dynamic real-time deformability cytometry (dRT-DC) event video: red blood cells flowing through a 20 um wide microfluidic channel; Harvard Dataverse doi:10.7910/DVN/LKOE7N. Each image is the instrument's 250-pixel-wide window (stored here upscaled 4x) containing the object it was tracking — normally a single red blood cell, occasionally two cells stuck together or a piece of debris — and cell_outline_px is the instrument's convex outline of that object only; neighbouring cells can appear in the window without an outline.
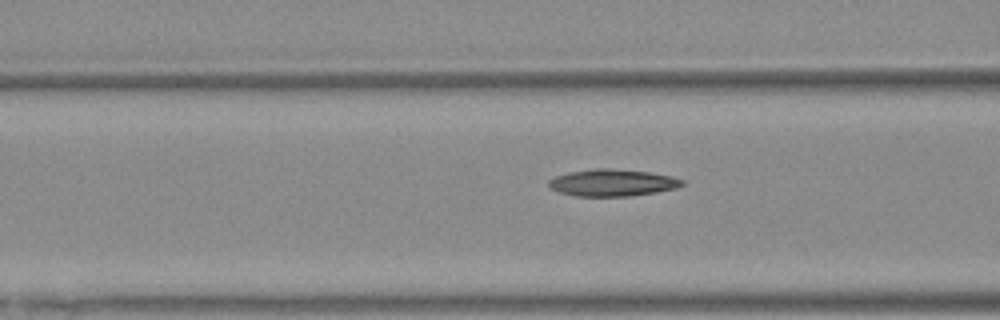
{"species": "Egyptian fruit bat (a non-hibernating species)", "species_latin": "Rousettus aegyptiacus", "temperature_condition": "warm", "stored_images_in_passage": 16, "camera_frame_rate_fps": 3000, "um_per_image_px": 0.085, "animal": {"sex": "female"}, "frame": {"image": 1, "passage_image": 10, "time_ms": 3.0, "image_size_px": [1000, 320], "cell_outline_px": [[684, 184], [676, 188], [656, 192], [628, 196], [576, 196], [560, 192], [552, 188], [548, 184], [548, 180], [556, 176], [568, 172], [592, 168], [608, 168], [648, 172], [672, 176], [684, 180]], "centroid_in_image_um": [52.06, 15.52], "position_along_channel_um": 114.5, "area_um2": 20.87}}